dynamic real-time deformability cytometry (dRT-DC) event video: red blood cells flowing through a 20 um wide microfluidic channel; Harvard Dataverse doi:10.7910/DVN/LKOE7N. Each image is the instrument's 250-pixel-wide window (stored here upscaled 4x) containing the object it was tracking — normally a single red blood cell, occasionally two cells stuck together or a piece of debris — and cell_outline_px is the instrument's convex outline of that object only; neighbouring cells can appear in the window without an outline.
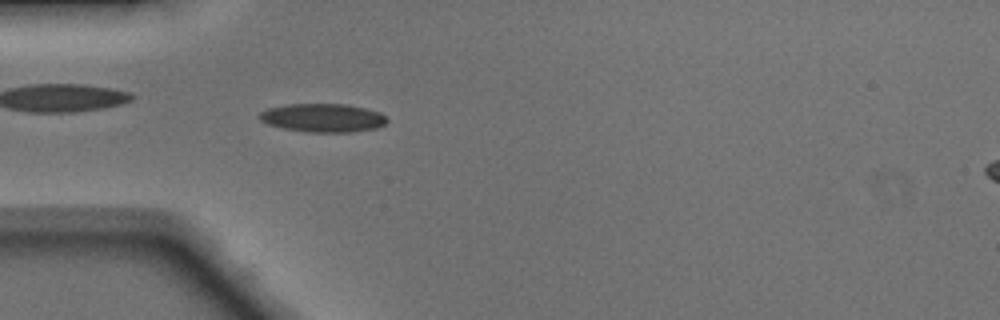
{"species": "Egyptian fruit bat (a non-hibernating species)", "species_latin": "Rousettus aegyptiacus", "temperature_condition": "warm", "stored_images_in_passage": 48, "camera_frame_rate_fps": 3000, "um_per_image_px": 0.085, "animal": {"sex": "male"}, "frame": {"image": 1, "passage_image": 14, "time_ms": 4.333, "image_size_px": [1000, 320], "cell_outline_px": [[388, 120], [384, 124], [376, 128], [352, 132], [308, 132], [284, 128], [268, 124], [260, 120], [260, 112], [268, 108], [288, 104], [348, 104], [380, 112]], "centroid_in_image_um": [27.45, 10.01], "position_along_channel_um": 57.5, "area_um2": 21.04}}
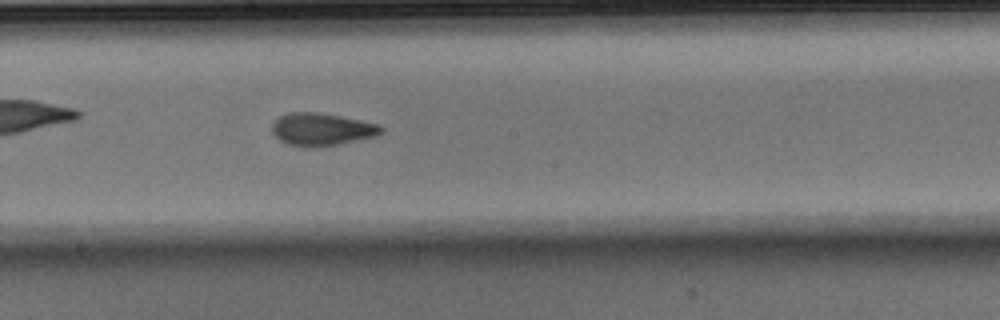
{"frame": {"image": 2, "passage_image": 26, "time_ms": 8.333, "image_size_px": [1000, 320], "cell_outline_px": [[384, 132], [376, 136], [316, 148], [304, 148], [288, 144], [280, 140], [272, 132], [272, 124], [280, 116], [292, 112], [316, 112], [340, 116], [380, 124], [384, 128]], "centroid_in_image_um": [27.35, 11.0], "position_along_channel_um": 220.8, "area_um2": 20.75}}
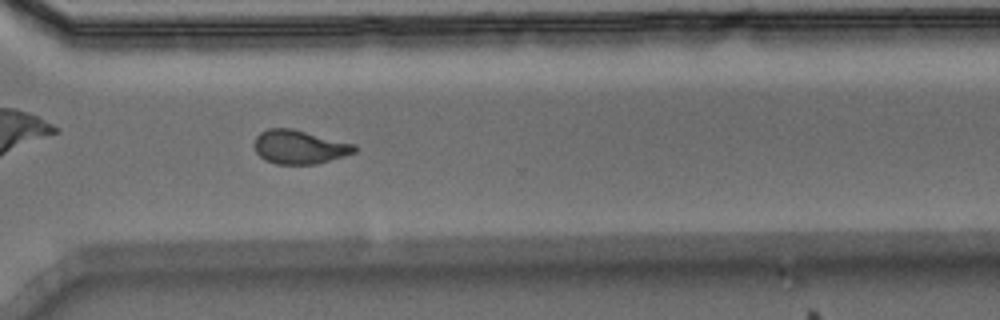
{"frame": {"image": 3, "passage_image": 35, "time_ms": 11.333, "image_size_px": [1000, 320], "cell_outline_px": [[356, 152], [344, 156], [316, 164], [276, 164], [264, 160], [256, 152], [252, 144], [256, 136], [260, 132], [268, 128], [292, 128], [356, 144]], "centroid_in_image_um": [25.42, 12.49], "position_along_channel_um": 345.2, "area_um2": 19.94}, "authors_computed_cell_mechanics": {"area_um2": 19.5653, "velocity_mm_per_s": 4.1604, "shape_relaxation_time_tau1_ms": 7.522, "shape_relaxation_time_tau2_ms": 1.5823, "deformation_change_tau1": 0.2052, "deformation_change_tau2": 0.0771}}